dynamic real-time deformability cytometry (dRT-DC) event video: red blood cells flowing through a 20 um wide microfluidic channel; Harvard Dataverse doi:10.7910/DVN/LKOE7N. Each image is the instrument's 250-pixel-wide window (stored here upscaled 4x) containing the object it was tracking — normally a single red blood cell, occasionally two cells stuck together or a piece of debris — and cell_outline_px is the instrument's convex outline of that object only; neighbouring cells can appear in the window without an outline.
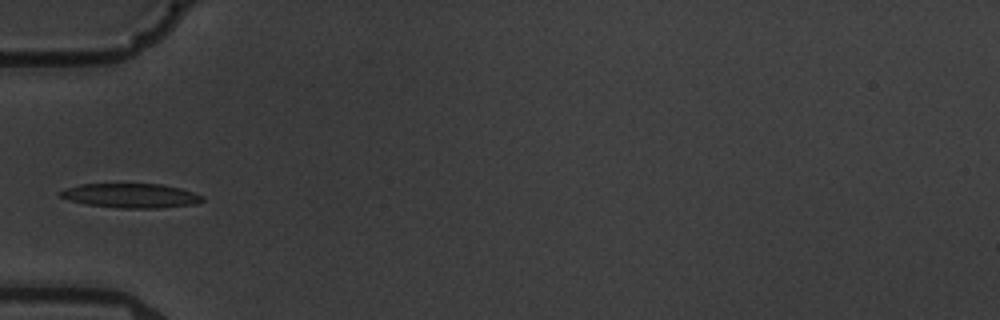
{"species": "common noctule bat (a hibernating species)", "species_latin": "Nyctalus noctula", "temperature_condition": "warm", "stored_images_in_passage": 5, "camera_frame_rate_fps": 3000, "um_per_image_px": 0.085, "animal": {"sex": "male", "body_mass_g": 19.5, "forearm_length_mm": 54.6}, "frame": {"image": 1, "passage_image": 5, "time_ms": 4.667, "image_size_px": [1000, 320], "cell_outline_px": [[204, 200], [196, 204], [160, 208], [120, 208], [88, 204], [68, 200], [60, 196], [56, 192], [80, 184], [160, 184], [180, 188], [204, 196]], "centroid_in_image_um": [11.13, 16.63], "position_along_channel_um": 73.9, "area_um2": 20.11}}